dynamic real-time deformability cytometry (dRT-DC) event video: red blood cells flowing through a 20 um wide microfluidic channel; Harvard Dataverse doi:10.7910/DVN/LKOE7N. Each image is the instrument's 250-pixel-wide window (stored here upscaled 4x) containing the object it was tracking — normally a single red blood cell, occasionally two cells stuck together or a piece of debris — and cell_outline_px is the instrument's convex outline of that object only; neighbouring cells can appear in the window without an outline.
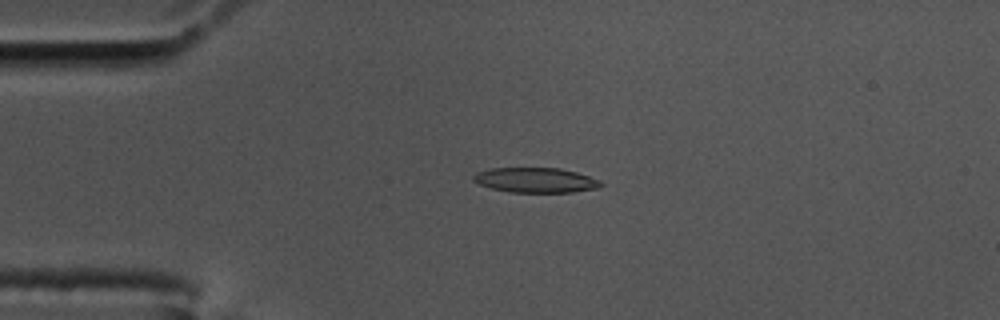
{"species": "common noctule bat (a hibernating species)", "species_latin": "Nyctalus noctula", "temperature_condition": "cold", "stored_images_in_passage": 55, "camera_frame_rate_fps": 3000, "um_per_image_px": 0.085, "animal": {"sex": "male", "body_mass_g": 17.5, "forearm_length_mm": 52.3}, "frame": {"image": 1, "passage_image": 10, "time_ms": 3.0, "image_size_px": [1000, 320], "cell_outline_px": [[604, 184], [600, 188], [572, 192], [508, 192], [492, 188], [480, 184], [472, 180], [472, 176], [476, 172], [488, 168], [560, 168], [576, 172], [600, 180]], "centroid_in_image_um": [45.53, 15.31], "position_along_channel_um": 39.5, "area_um2": 18.61}}
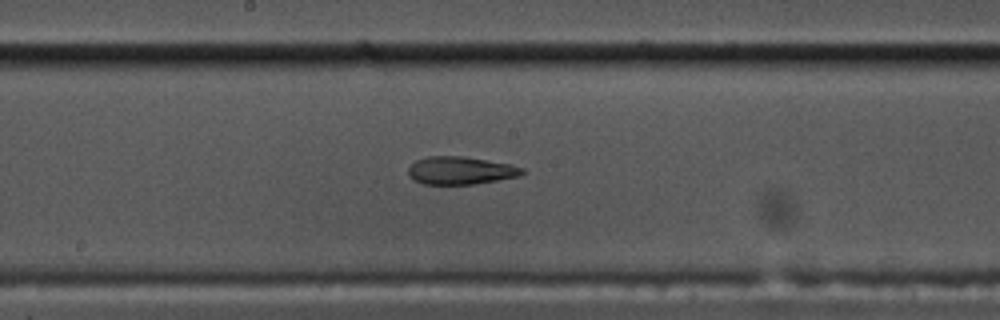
{"frame": {"image": 2, "passage_image": 27, "time_ms": 8.667, "image_size_px": [1000, 320], "cell_outline_px": [[524, 172], [520, 176], [472, 184], [424, 184], [412, 180], [408, 176], [408, 168], [416, 160], [428, 156], [464, 156], [512, 164], [524, 168]], "centroid_in_image_um": [39.13, 14.49], "position_along_channel_um": 209.1, "area_um2": 18.55}}
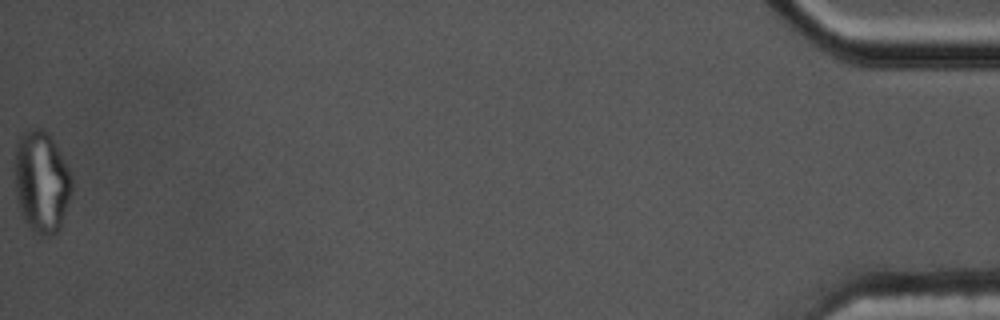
{"frame": {"image": 3, "passage_image": 55, "time_ms": 18.0, "image_size_px": [1000, 320], "cell_outline_px": [[72, 192], [60, 228], [56, 232], [48, 236], [40, 236], [24, 220], [16, 196], [16, 144], [20, 136], [24, 132], [36, 128], [40, 128], [48, 132], [52, 136], [72, 172]], "centroid_in_image_um": [3.58, 15.43], "position_along_channel_um": 431.6, "area_um2": 33.87}, "authors_computed_cell_mechanics": {"area_um2": 19.1896, "velocity_mm_per_s": 3.4559, "shape_relaxation_time_tau1_ms": null, "shape_relaxation_time_tau2_ms": 2.7331, "deformation_change_tau1": null, "deformation_change_tau2": 0.1014}}